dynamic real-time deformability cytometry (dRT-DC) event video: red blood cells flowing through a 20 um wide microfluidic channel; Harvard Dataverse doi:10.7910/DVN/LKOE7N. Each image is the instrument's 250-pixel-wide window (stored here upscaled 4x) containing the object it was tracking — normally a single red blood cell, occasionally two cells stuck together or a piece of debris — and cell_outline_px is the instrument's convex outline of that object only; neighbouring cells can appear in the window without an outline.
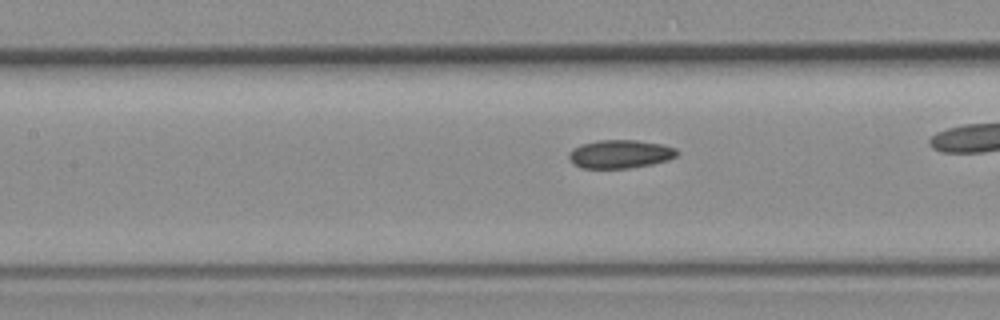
{"species": "common noctule bat (a hibernating species)", "species_latin": "Nyctalus noctula", "temperature_condition": "room temperature", "stored_images_in_passage": 54, "camera_frame_rate_fps": 3000, "um_per_image_px": 0.085, "animal": {"sex": "female", "body_mass_g": 19.3, "forearm_length_mm": 54.1}, "frame": {"image": 1, "passage_image": 22, "time_ms": 7.0, "image_size_px": [1000, 320], "cell_outline_px": [[680, 152], [676, 156], [668, 160], [652, 164], [628, 168], [580, 168], [572, 164], [568, 160], [568, 152], [572, 148], [580, 144], [596, 140], [636, 140], [664, 144], [676, 148]], "centroid_in_image_um": [52.68, 13.09], "position_along_channel_um": 154.7, "area_um2": 18.26}}
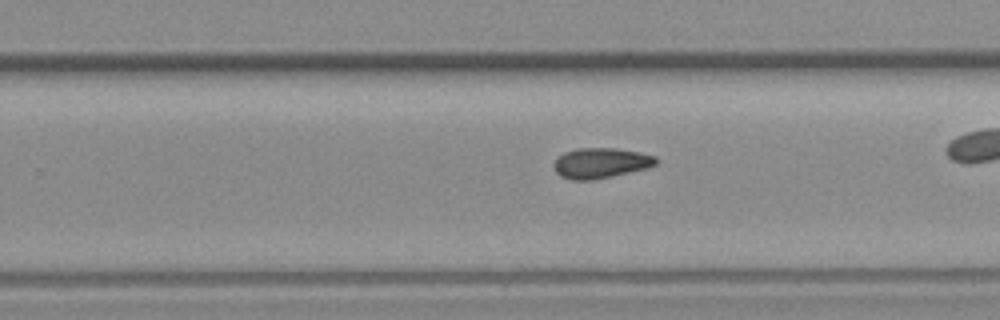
{"frame": {"image": 2, "passage_image": 32, "time_ms": 10.333, "image_size_px": [1000, 320], "cell_outline_px": [[660, 160], [656, 164], [648, 168], [612, 176], [592, 180], [572, 180], [560, 176], [556, 172], [552, 164], [564, 152], [576, 148], [616, 148], [640, 152], [656, 156]], "centroid_in_image_um": [51.08, 13.85], "position_along_channel_um": 278.7, "area_um2": 18.21}}
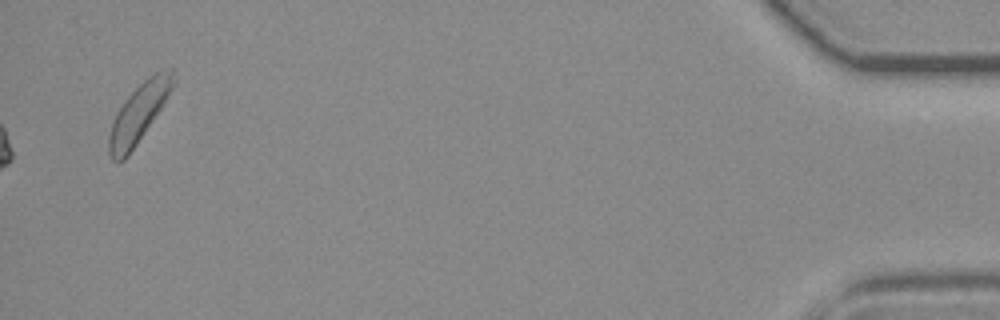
{"frame": {"image": 3, "passage_image": 54, "time_ms": 17.667, "image_size_px": [1000, 320], "cell_outline_px": [[176, 84], [128, 156], [124, 160], [116, 164], [112, 160], [108, 152], [108, 136], [112, 120], [116, 112], [124, 100], [148, 76], [172, 64], [176, 80]], "centroid_in_image_um": [11.79, 9.58], "position_along_channel_um": 423.4, "area_um2": 22.08}, "authors_computed_cell_mechanics": {"area_um2": 17.9469, "velocity_mm_per_s": 3.7295, "shape_relaxation_time_tau1_ms": null, "shape_relaxation_time_tau2_ms": 6.5677, "deformation_change_tau1": null, "deformation_change_tau2": 0.1096}}